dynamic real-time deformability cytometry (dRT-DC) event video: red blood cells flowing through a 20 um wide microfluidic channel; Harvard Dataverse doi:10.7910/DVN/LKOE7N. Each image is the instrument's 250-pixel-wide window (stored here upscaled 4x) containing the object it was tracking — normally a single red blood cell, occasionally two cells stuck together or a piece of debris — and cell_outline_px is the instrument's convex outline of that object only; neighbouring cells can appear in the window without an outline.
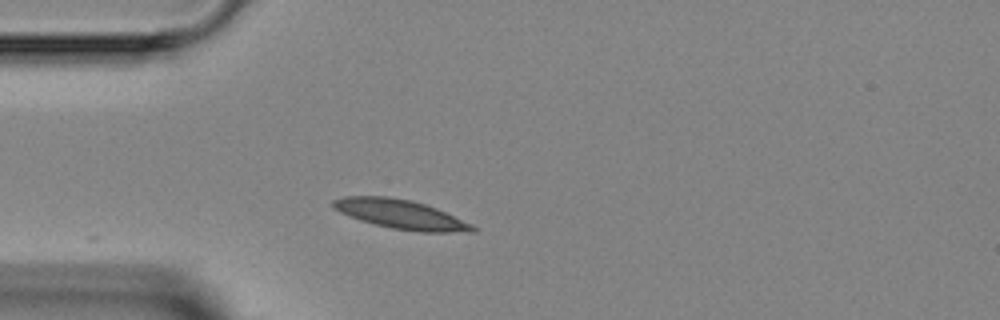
{"species": "Egyptian fruit bat (a non-hibernating species)", "species_latin": "Rousettus aegyptiacus", "temperature_condition": "room temperature", "stored_images_in_passage": 1, "camera_frame_rate_fps": 3000, "um_per_image_px": 0.085, "animal": {"sex": "female"}, "frame": {"image": 1, "passage_image": 1, "time_ms": 0.0, "image_size_px": [1000, 320], "cell_outline_px": [[476, 232], [420, 232], [392, 228], [360, 220], [348, 216], [332, 208], [332, 200], [344, 196], [388, 196], [412, 200], [436, 208], [472, 224], [476, 228]], "centroid_in_image_um": [34.04, 18.21], "position_along_channel_um": 51.0, "area_um2": 23.7}}